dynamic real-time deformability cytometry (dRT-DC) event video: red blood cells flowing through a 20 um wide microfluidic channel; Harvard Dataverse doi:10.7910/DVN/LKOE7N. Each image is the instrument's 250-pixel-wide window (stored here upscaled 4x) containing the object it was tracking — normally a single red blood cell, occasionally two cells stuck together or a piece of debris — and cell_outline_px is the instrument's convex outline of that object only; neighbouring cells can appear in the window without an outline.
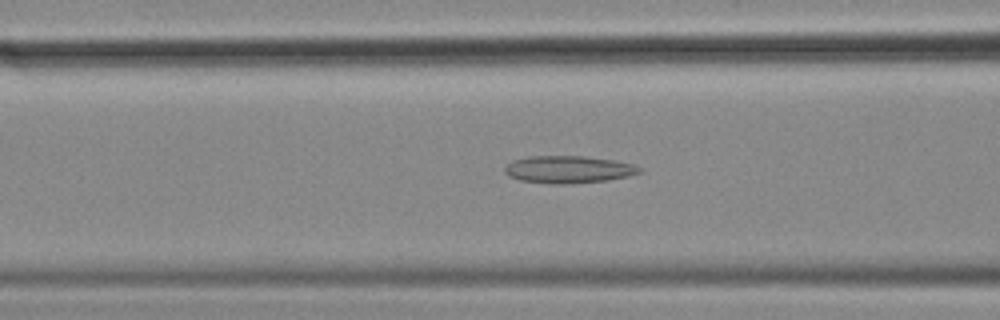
{"species": "common noctule bat (a hibernating species)", "species_latin": "Nyctalus noctula", "temperature_condition": "cold", "stored_images_in_passage": 9, "camera_frame_rate_fps": 3000, "um_per_image_px": 0.085, "animal": {"sex": "female", "body_mass_g": 18.4}, "frame": {"image": 1, "passage_image": 7, "time_ms": 2.0, "image_size_px": [1000, 320], "cell_outline_px": [[640, 172], [628, 176], [608, 180], [560, 184], [552, 184], [520, 180], [508, 176], [504, 172], [504, 168], [512, 160], [528, 156], [584, 156], [612, 160], [632, 164], [640, 168]], "centroid_in_image_um": [48.25, 14.4], "position_along_channel_um": 118.3, "area_um2": 21.27}}